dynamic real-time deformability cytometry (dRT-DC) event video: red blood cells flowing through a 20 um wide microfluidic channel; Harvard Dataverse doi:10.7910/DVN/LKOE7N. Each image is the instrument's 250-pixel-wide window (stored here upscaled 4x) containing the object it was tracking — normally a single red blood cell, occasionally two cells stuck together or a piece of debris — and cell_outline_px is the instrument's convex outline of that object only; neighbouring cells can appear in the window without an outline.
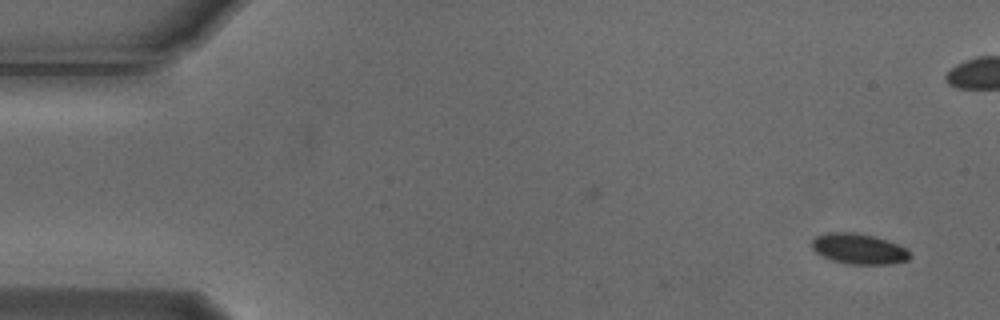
{"species": "Egyptian fruit bat (a non-hibernating species)", "species_latin": "Rousettus aegyptiacus", "temperature_condition": "cold", "stored_images_in_passage": 5, "camera_frame_rate_fps": 3000, "um_per_image_px": 0.085, "animal": {"sex": "male"}, "frame": {"image": 1, "passage_image": 1, "time_ms": 0.0, "image_size_px": [1000, 320], "cell_outline_px": [[908, 260], [892, 264], [848, 264], [832, 260], [816, 252], [812, 248], [812, 240], [816, 236], [828, 232], [856, 232], [876, 236], [888, 240], [908, 248]], "centroid_in_image_um": [73.01, 21.14], "position_along_channel_um": 12.0, "area_um2": 17.51}}
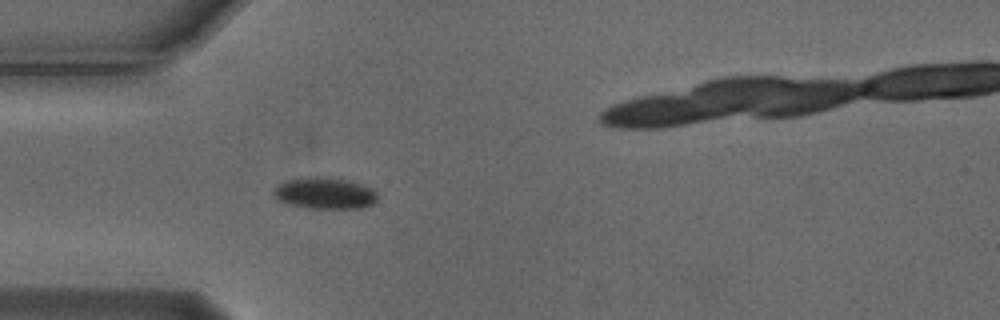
{"frame": {"image": 2, "passage_image": 4, "time_ms": 1.0, "image_size_px": [1000, 320], "cell_outline_px": [[376, 200], [372, 204], [360, 208], [308, 208], [276, 200], [272, 192], [280, 184], [288, 180], [344, 180], [360, 184], [372, 188], [376, 192]], "centroid_in_image_um": [27.63, 16.49], "position_along_channel_um": 57.4, "area_um2": 17.8}}